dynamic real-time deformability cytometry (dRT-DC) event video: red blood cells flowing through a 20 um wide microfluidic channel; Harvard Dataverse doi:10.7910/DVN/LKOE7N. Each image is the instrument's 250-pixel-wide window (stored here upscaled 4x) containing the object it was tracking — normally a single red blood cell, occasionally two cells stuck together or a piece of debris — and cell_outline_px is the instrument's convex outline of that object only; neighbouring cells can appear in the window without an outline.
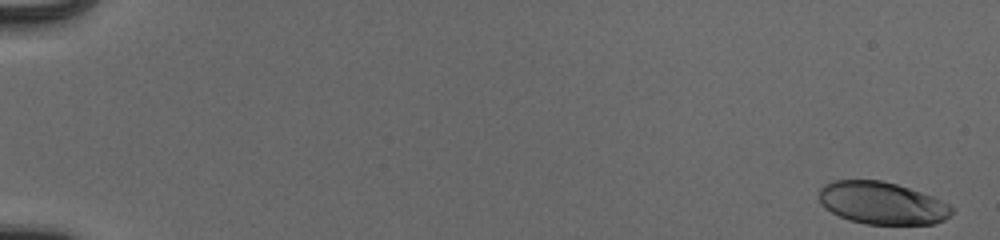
{"species": "human", "species_latin": "Homo sapiens", "temperature_condition": "cold", "stored_images_in_passage": 54, "camera_frame_rate_fps": 3000, "um_per_image_px": 0.085, "donor": {"sex": "male"}, "frame": {"image": 1, "passage_image": 1, "time_ms": 0.0, "image_size_px": [1000, 240], "cell_outline_px": [[952, 212], [944, 220], [932, 224], [864, 224], [848, 220], [824, 208], [820, 204], [820, 188], [824, 184], [836, 180], [880, 180], [896, 184], [932, 196], [948, 204], [952, 208]], "centroid_in_image_um": [74.94, 17.27], "position_along_channel_um": 10.1, "area_um2": 32.6}}
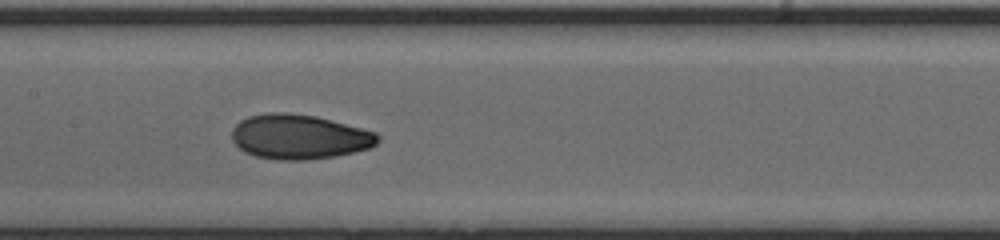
{"frame": {"image": 2, "passage_image": 29, "time_ms": 9.333, "image_size_px": [1000, 240], "cell_outline_px": [[380, 140], [376, 144], [368, 148], [336, 156], [304, 160], [280, 160], [256, 156], [244, 152], [232, 140], [232, 128], [240, 120], [248, 116], [268, 112], [288, 112], [316, 116], [376, 132], [380, 136]], "centroid_in_image_um": [25.42, 11.62], "position_along_channel_um": 182.0, "area_um2": 38.03}}
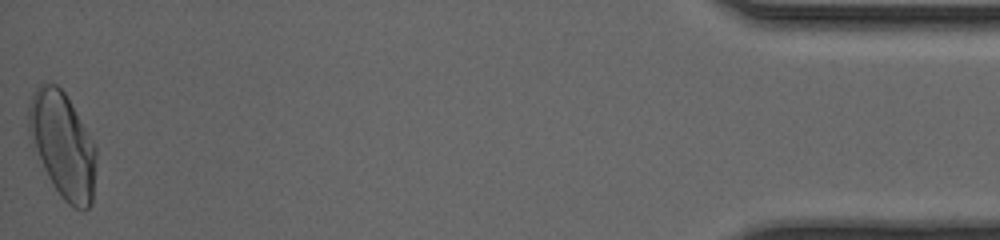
{"frame": {"image": 3, "passage_image": 54, "time_ms": 17.667, "image_size_px": [1000, 240], "cell_outline_px": [[96, 160], [92, 204], [88, 208], [76, 208], [68, 204], [60, 196], [52, 184], [32, 148], [28, 128], [28, 104], [36, 88], [44, 80], [56, 84], [64, 92], [96, 144]], "centroid_in_image_um": [5.31, 12.3], "position_along_channel_um": 429.9, "area_um2": 41.79}, "authors_computed_cell_mechanics": {"area_um2": 36.5874, "velocity_mm_per_s": 3.9605, "shape_relaxation_time_tau1_ms": 4.413, "shape_relaxation_time_tau2_ms": 1.1075, "deformation_change_tau1": 0.1856, "deformation_change_tau2": 0.0557}}